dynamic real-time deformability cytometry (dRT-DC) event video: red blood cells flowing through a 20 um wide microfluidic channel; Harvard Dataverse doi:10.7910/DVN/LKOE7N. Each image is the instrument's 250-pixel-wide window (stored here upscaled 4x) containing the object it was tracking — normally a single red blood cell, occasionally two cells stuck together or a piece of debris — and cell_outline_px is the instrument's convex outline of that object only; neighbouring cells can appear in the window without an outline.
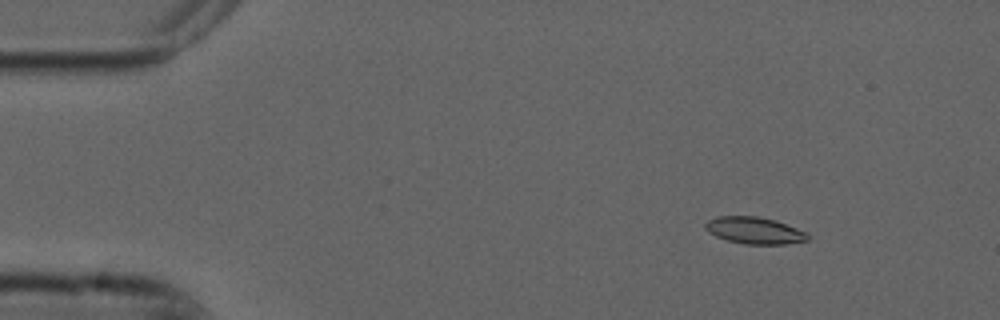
{"species": "common noctule bat (a hibernating species)", "species_latin": "Nyctalus noctula", "temperature_condition": "cold", "stored_images_in_passage": 50, "camera_frame_rate_fps": 3000, "um_per_image_px": 0.085, "animal": {"sex": "male", "forearm_length_mm": 52.5}, "frame": {"image": 1, "passage_image": 2, "time_ms": 0.333, "image_size_px": [1000, 320], "cell_outline_px": [[808, 240], [784, 244], [744, 244], [728, 240], [716, 236], [708, 232], [704, 228], [704, 224], [708, 220], [716, 216], [756, 216], [776, 220], [808, 232]], "centroid_in_image_um": [64.12, 19.58], "position_along_channel_um": 20.9, "area_um2": 16.07}}
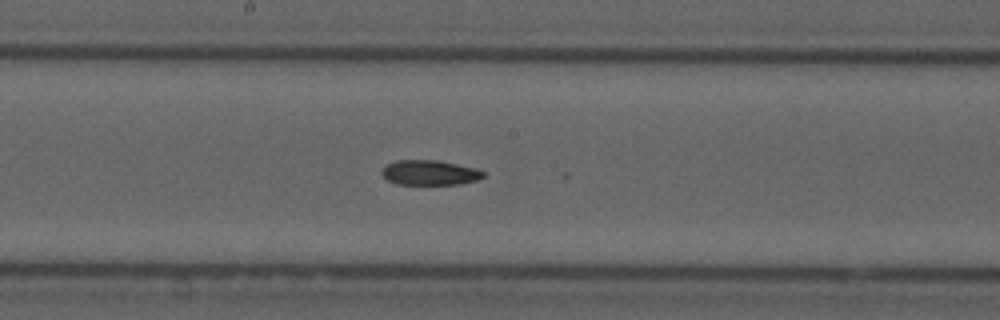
{"frame": {"image": 2, "passage_image": 24, "time_ms": 7.667, "image_size_px": [1000, 320], "cell_outline_px": [[484, 176], [480, 180], [460, 184], [396, 184], [388, 180], [380, 172], [388, 164], [396, 160], [436, 160], [476, 168], [484, 172]], "centroid_in_image_um": [36.55, 14.68], "position_along_channel_um": 211.7, "area_um2": 14.68}}
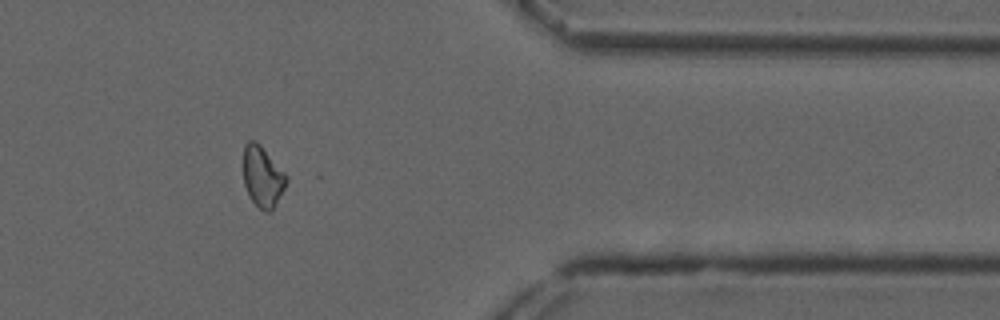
{"frame": {"image": 3, "passage_image": 40, "time_ms": 13.0, "image_size_px": [1000, 320], "cell_outline_px": [[288, 180], [284, 188], [272, 208], [268, 212], [264, 212], [248, 196], [244, 184], [244, 144], [248, 140], [252, 140], [260, 144], [288, 176]], "centroid_in_image_um": [22.31, 14.99], "position_along_channel_um": 389.1, "area_um2": 15.03}}